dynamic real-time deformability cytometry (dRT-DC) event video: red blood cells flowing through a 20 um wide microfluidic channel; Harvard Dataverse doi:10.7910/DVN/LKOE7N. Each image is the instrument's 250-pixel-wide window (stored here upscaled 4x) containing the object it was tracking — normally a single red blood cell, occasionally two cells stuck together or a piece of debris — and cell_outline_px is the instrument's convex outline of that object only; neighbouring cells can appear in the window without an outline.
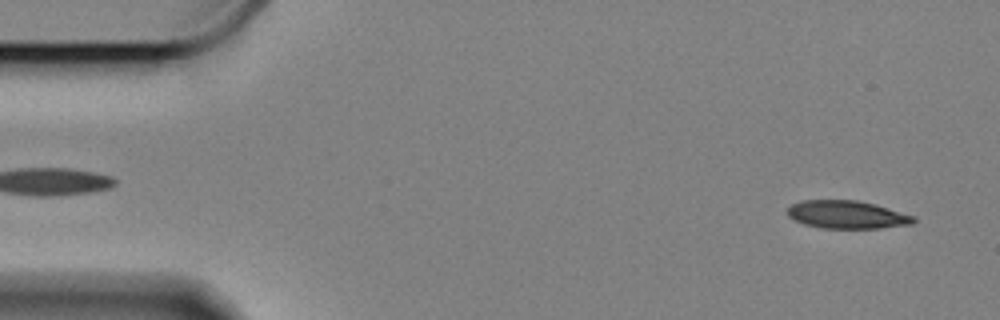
{"species": "Egyptian fruit bat (a non-hibernating species)", "species_latin": "Rousettus aegyptiacus", "temperature_condition": "cold", "stored_images_in_passage": 8, "camera_frame_rate_fps": 3000, "um_per_image_px": 0.085, "animal": {"sex": "female"}, "frame": {"image": 1, "passage_image": 2, "time_ms": 0.333, "image_size_px": [1000, 320], "cell_outline_px": [[916, 220], [912, 224], [880, 228], [824, 228], [804, 224], [788, 216], [788, 208], [792, 204], [800, 200], [856, 200], [876, 204], [916, 216]], "centroid_in_image_um": [72.03, 18.24], "position_along_channel_um": 13.0, "area_um2": 20.58}}